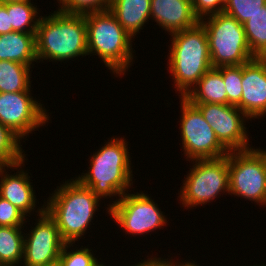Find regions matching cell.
<instances>
[{
    "label": "cell",
    "mask_w": 266,
    "mask_h": 266,
    "mask_svg": "<svg viewBox=\"0 0 266 266\" xmlns=\"http://www.w3.org/2000/svg\"><path fill=\"white\" fill-rule=\"evenodd\" d=\"M58 10L65 13L85 15L109 10L111 0H58Z\"/></svg>",
    "instance_id": "28"
},
{
    "label": "cell",
    "mask_w": 266,
    "mask_h": 266,
    "mask_svg": "<svg viewBox=\"0 0 266 266\" xmlns=\"http://www.w3.org/2000/svg\"><path fill=\"white\" fill-rule=\"evenodd\" d=\"M36 33H23L12 31L0 34V61H14L31 67L37 62Z\"/></svg>",
    "instance_id": "18"
},
{
    "label": "cell",
    "mask_w": 266,
    "mask_h": 266,
    "mask_svg": "<svg viewBox=\"0 0 266 266\" xmlns=\"http://www.w3.org/2000/svg\"><path fill=\"white\" fill-rule=\"evenodd\" d=\"M151 20L169 35L191 28L200 22L192 0H151Z\"/></svg>",
    "instance_id": "16"
},
{
    "label": "cell",
    "mask_w": 266,
    "mask_h": 266,
    "mask_svg": "<svg viewBox=\"0 0 266 266\" xmlns=\"http://www.w3.org/2000/svg\"><path fill=\"white\" fill-rule=\"evenodd\" d=\"M72 180V181H71ZM65 181L50 194L45 211L54 219L65 243H75L92 222L100 198L77 179Z\"/></svg>",
    "instance_id": "3"
},
{
    "label": "cell",
    "mask_w": 266,
    "mask_h": 266,
    "mask_svg": "<svg viewBox=\"0 0 266 266\" xmlns=\"http://www.w3.org/2000/svg\"><path fill=\"white\" fill-rule=\"evenodd\" d=\"M21 266V265H20ZM49 266H59L58 263L57 264H52V265H49Z\"/></svg>",
    "instance_id": "36"
},
{
    "label": "cell",
    "mask_w": 266,
    "mask_h": 266,
    "mask_svg": "<svg viewBox=\"0 0 266 266\" xmlns=\"http://www.w3.org/2000/svg\"><path fill=\"white\" fill-rule=\"evenodd\" d=\"M266 5V0H225L223 12L243 24Z\"/></svg>",
    "instance_id": "26"
},
{
    "label": "cell",
    "mask_w": 266,
    "mask_h": 266,
    "mask_svg": "<svg viewBox=\"0 0 266 266\" xmlns=\"http://www.w3.org/2000/svg\"><path fill=\"white\" fill-rule=\"evenodd\" d=\"M30 91L29 88L27 91L0 93V123L21 139L49 120L45 106L42 107Z\"/></svg>",
    "instance_id": "11"
},
{
    "label": "cell",
    "mask_w": 266,
    "mask_h": 266,
    "mask_svg": "<svg viewBox=\"0 0 266 266\" xmlns=\"http://www.w3.org/2000/svg\"><path fill=\"white\" fill-rule=\"evenodd\" d=\"M38 207L37 223L30 234L24 235L23 266H49L57 264L65 242L54 219Z\"/></svg>",
    "instance_id": "12"
},
{
    "label": "cell",
    "mask_w": 266,
    "mask_h": 266,
    "mask_svg": "<svg viewBox=\"0 0 266 266\" xmlns=\"http://www.w3.org/2000/svg\"><path fill=\"white\" fill-rule=\"evenodd\" d=\"M168 69L176 90L184 97L212 67L206 29L197 25L171 34Z\"/></svg>",
    "instance_id": "4"
},
{
    "label": "cell",
    "mask_w": 266,
    "mask_h": 266,
    "mask_svg": "<svg viewBox=\"0 0 266 266\" xmlns=\"http://www.w3.org/2000/svg\"><path fill=\"white\" fill-rule=\"evenodd\" d=\"M26 0H0V3H9V2H21Z\"/></svg>",
    "instance_id": "34"
},
{
    "label": "cell",
    "mask_w": 266,
    "mask_h": 266,
    "mask_svg": "<svg viewBox=\"0 0 266 266\" xmlns=\"http://www.w3.org/2000/svg\"><path fill=\"white\" fill-rule=\"evenodd\" d=\"M74 243H65L62 251L59 255L58 265L59 266H93L98 261L90 252L89 248L82 246L79 249L69 251L68 249Z\"/></svg>",
    "instance_id": "27"
},
{
    "label": "cell",
    "mask_w": 266,
    "mask_h": 266,
    "mask_svg": "<svg viewBox=\"0 0 266 266\" xmlns=\"http://www.w3.org/2000/svg\"><path fill=\"white\" fill-rule=\"evenodd\" d=\"M21 229L22 227L0 226V261L5 266H18L22 263L24 234Z\"/></svg>",
    "instance_id": "21"
},
{
    "label": "cell",
    "mask_w": 266,
    "mask_h": 266,
    "mask_svg": "<svg viewBox=\"0 0 266 266\" xmlns=\"http://www.w3.org/2000/svg\"><path fill=\"white\" fill-rule=\"evenodd\" d=\"M85 21L88 55H98L114 74L124 75L134 61L132 37L110 10L87 13Z\"/></svg>",
    "instance_id": "5"
},
{
    "label": "cell",
    "mask_w": 266,
    "mask_h": 266,
    "mask_svg": "<svg viewBox=\"0 0 266 266\" xmlns=\"http://www.w3.org/2000/svg\"><path fill=\"white\" fill-rule=\"evenodd\" d=\"M24 162L25 160L12 165H0V196L8 200L25 216H29L28 214L35 210L37 199L30 182L31 179H29L30 176L28 177L27 171L24 172L23 168L20 170ZM6 167L16 170L20 167V171L18 170L15 175L8 174L5 172Z\"/></svg>",
    "instance_id": "15"
},
{
    "label": "cell",
    "mask_w": 266,
    "mask_h": 266,
    "mask_svg": "<svg viewBox=\"0 0 266 266\" xmlns=\"http://www.w3.org/2000/svg\"><path fill=\"white\" fill-rule=\"evenodd\" d=\"M26 216L8 200L0 196V226L1 227H24Z\"/></svg>",
    "instance_id": "29"
},
{
    "label": "cell",
    "mask_w": 266,
    "mask_h": 266,
    "mask_svg": "<svg viewBox=\"0 0 266 266\" xmlns=\"http://www.w3.org/2000/svg\"><path fill=\"white\" fill-rule=\"evenodd\" d=\"M193 163L179 195L183 207L203 206L221 193L229 194L228 154L218 159L193 160Z\"/></svg>",
    "instance_id": "8"
},
{
    "label": "cell",
    "mask_w": 266,
    "mask_h": 266,
    "mask_svg": "<svg viewBox=\"0 0 266 266\" xmlns=\"http://www.w3.org/2000/svg\"><path fill=\"white\" fill-rule=\"evenodd\" d=\"M221 74L225 83L227 93V104L238 106L243 93L242 78L243 64L232 66H220L216 68Z\"/></svg>",
    "instance_id": "25"
},
{
    "label": "cell",
    "mask_w": 266,
    "mask_h": 266,
    "mask_svg": "<svg viewBox=\"0 0 266 266\" xmlns=\"http://www.w3.org/2000/svg\"><path fill=\"white\" fill-rule=\"evenodd\" d=\"M107 210L114 221L132 236L161 229L167 223L157 203L142 191L136 194L125 193L109 204Z\"/></svg>",
    "instance_id": "10"
},
{
    "label": "cell",
    "mask_w": 266,
    "mask_h": 266,
    "mask_svg": "<svg viewBox=\"0 0 266 266\" xmlns=\"http://www.w3.org/2000/svg\"><path fill=\"white\" fill-rule=\"evenodd\" d=\"M184 98L191 104H227V93L222 74L216 68H211Z\"/></svg>",
    "instance_id": "19"
},
{
    "label": "cell",
    "mask_w": 266,
    "mask_h": 266,
    "mask_svg": "<svg viewBox=\"0 0 266 266\" xmlns=\"http://www.w3.org/2000/svg\"><path fill=\"white\" fill-rule=\"evenodd\" d=\"M200 22L206 29L213 68L242 65L255 58L249 48L243 24L231 15L220 12Z\"/></svg>",
    "instance_id": "6"
},
{
    "label": "cell",
    "mask_w": 266,
    "mask_h": 266,
    "mask_svg": "<svg viewBox=\"0 0 266 266\" xmlns=\"http://www.w3.org/2000/svg\"><path fill=\"white\" fill-rule=\"evenodd\" d=\"M31 67L18 62L0 61V93L27 91L31 88Z\"/></svg>",
    "instance_id": "20"
},
{
    "label": "cell",
    "mask_w": 266,
    "mask_h": 266,
    "mask_svg": "<svg viewBox=\"0 0 266 266\" xmlns=\"http://www.w3.org/2000/svg\"><path fill=\"white\" fill-rule=\"evenodd\" d=\"M195 14L201 20L204 17L223 12L225 0H192Z\"/></svg>",
    "instance_id": "30"
},
{
    "label": "cell",
    "mask_w": 266,
    "mask_h": 266,
    "mask_svg": "<svg viewBox=\"0 0 266 266\" xmlns=\"http://www.w3.org/2000/svg\"><path fill=\"white\" fill-rule=\"evenodd\" d=\"M243 28L252 55L266 58V5L243 23Z\"/></svg>",
    "instance_id": "23"
},
{
    "label": "cell",
    "mask_w": 266,
    "mask_h": 266,
    "mask_svg": "<svg viewBox=\"0 0 266 266\" xmlns=\"http://www.w3.org/2000/svg\"><path fill=\"white\" fill-rule=\"evenodd\" d=\"M6 9L13 31L36 33L40 17L37 15V6L31 0L6 3Z\"/></svg>",
    "instance_id": "22"
},
{
    "label": "cell",
    "mask_w": 266,
    "mask_h": 266,
    "mask_svg": "<svg viewBox=\"0 0 266 266\" xmlns=\"http://www.w3.org/2000/svg\"><path fill=\"white\" fill-rule=\"evenodd\" d=\"M173 259L171 258V260L169 261L168 258L167 260L166 259H161L159 257H157V266H199L197 264H195V261H193L192 263L191 262H174V260L172 261Z\"/></svg>",
    "instance_id": "32"
},
{
    "label": "cell",
    "mask_w": 266,
    "mask_h": 266,
    "mask_svg": "<svg viewBox=\"0 0 266 266\" xmlns=\"http://www.w3.org/2000/svg\"><path fill=\"white\" fill-rule=\"evenodd\" d=\"M143 261V262H142ZM141 262H138L135 265H131V266H157V258L153 257V258H148V260H142Z\"/></svg>",
    "instance_id": "33"
},
{
    "label": "cell",
    "mask_w": 266,
    "mask_h": 266,
    "mask_svg": "<svg viewBox=\"0 0 266 266\" xmlns=\"http://www.w3.org/2000/svg\"><path fill=\"white\" fill-rule=\"evenodd\" d=\"M20 140L22 139L11 129L0 123V165H12L27 160Z\"/></svg>",
    "instance_id": "24"
},
{
    "label": "cell",
    "mask_w": 266,
    "mask_h": 266,
    "mask_svg": "<svg viewBox=\"0 0 266 266\" xmlns=\"http://www.w3.org/2000/svg\"><path fill=\"white\" fill-rule=\"evenodd\" d=\"M50 15L40 16L38 22L35 34L37 60L62 62L88 55L85 15L59 10Z\"/></svg>",
    "instance_id": "1"
},
{
    "label": "cell",
    "mask_w": 266,
    "mask_h": 266,
    "mask_svg": "<svg viewBox=\"0 0 266 266\" xmlns=\"http://www.w3.org/2000/svg\"><path fill=\"white\" fill-rule=\"evenodd\" d=\"M126 142L124 137H113L106 142L101 149L91 155V167L88 172L76 178L100 199L108 196L121 197L133 185L131 158Z\"/></svg>",
    "instance_id": "2"
},
{
    "label": "cell",
    "mask_w": 266,
    "mask_h": 266,
    "mask_svg": "<svg viewBox=\"0 0 266 266\" xmlns=\"http://www.w3.org/2000/svg\"><path fill=\"white\" fill-rule=\"evenodd\" d=\"M193 105L200 110L219 142L229 152L249 149V138L244 124L249 118L237 106L214 103Z\"/></svg>",
    "instance_id": "13"
},
{
    "label": "cell",
    "mask_w": 266,
    "mask_h": 266,
    "mask_svg": "<svg viewBox=\"0 0 266 266\" xmlns=\"http://www.w3.org/2000/svg\"><path fill=\"white\" fill-rule=\"evenodd\" d=\"M104 263L100 264L98 261L96 262V264H94L93 266H106V265H103Z\"/></svg>",
    "instance_id": "35"
},
{
    "label": "cell",
    "mask_w": 266,
    "mask_h": 266,
    "mask_svg": "<svg viewBox=\"0 0 266 266\" xmlns=\"http://www.w3.org/2000/svg\"><path fill=\"white\" fill-rule=\"evenodd\" d=\"M243 93L237 106L250 120L266 114V58L243 64Z\"/></svg>",
    "instance_id": "14"
},
{
    "label": "cell",
    "mask_w": 266,
    "mask_h": 266,
    "mask_svg": "<svg viewBox=\"0 0 266 266\" xmlns=\"http://www.w3.org/2000/svg\"><path fill=\"white\" fill-rule=\"evenodd\" d=\"M229 194L266 206V150L228 153Z\"/></svg>",
    "instance_id": "7"
},
{
    "label": "cell",
    "mask_w": 266,
    "mask_h": 266,
    "mask_svg": "<svg viewBox=\"0 0 266 266\" xmlns=\"http://www.w3.org/2000/svg\"><path fill=\"white\" fill-rule=\"evenodd\" d=\"M181 100V138L187 161L218 159L229 151L219 142L214 130L204 119L200 110L184 97Z\"/></svg>",
    "instance_id": "9"
},
{
    "label": "cell",
    "mask_w": 266,
    "mask_h": 266,
    "mask_svg": "<svg viewBox=\"0 0 266 266\" xmlns=\"http://www.w3.org/2000/svg\"><path fill=\"white\" fill-rule=\"evenodd\" d=\"M109 10L134 39L150 19L151 0H111Z\"/></svg>",
    "instance_id": "17"
},
{
    "label": "cell",
    "mask_w": 266,
    "mask_h": 266,
    "mask_svg": "<svg viewBox=\"0 0 266 266\" xmlns=\"http://www.w3.org/2000/svg\"><path fill=\"white\" fill-rule=\"evenodd\" d=\"M9 15L6 9V3H0V34L12 32Z\"/></svg>",
    "instance_id": "31"
}]
</instances>
